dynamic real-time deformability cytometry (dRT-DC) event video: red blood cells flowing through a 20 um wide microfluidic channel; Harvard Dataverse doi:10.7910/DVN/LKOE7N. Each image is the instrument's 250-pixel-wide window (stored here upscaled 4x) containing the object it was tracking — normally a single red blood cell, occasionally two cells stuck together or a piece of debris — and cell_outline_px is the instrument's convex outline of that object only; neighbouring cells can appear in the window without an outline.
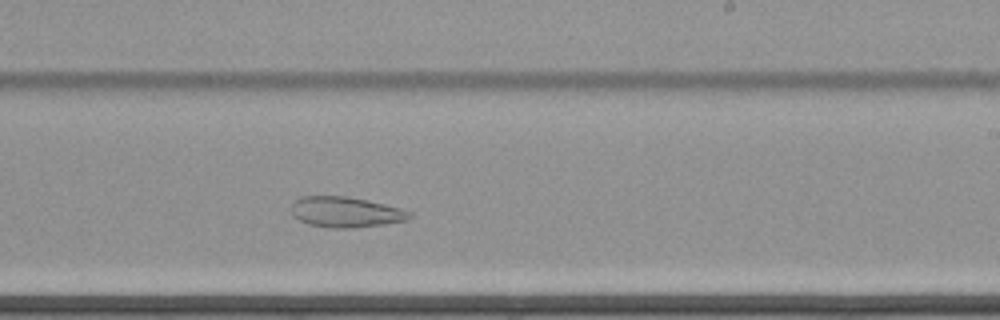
{"species": "common noctule bat (a hibernating species)", "species_latin": "Nyctalus noctula", "temperature_condition": "cold", "stored_images_in_passage": 54, "camera_frame_rate_fps": 3000, "um_per_image_px": 0.085, "animal": {"sex": "female", "body_mass_g": 22.7, "forearm_length_mm": 54.2}, "frame": {"image": 1, "passage_image": 31, "time_ms": 10.0, "image_size_px": [1000, 320], "cell_outline_px": [[412, 216], [408, 220], [384, 224], [352, 228], [328, 228], [308, 224], [292, 216], [292, 204], [300, 196], [344, 196], [368, 200], [400, 208], [412, 212]], "centroid_in_image_um": [29.38, 18.03], "position_along_channel_um": 259.6, "area_um2": 21.1}}